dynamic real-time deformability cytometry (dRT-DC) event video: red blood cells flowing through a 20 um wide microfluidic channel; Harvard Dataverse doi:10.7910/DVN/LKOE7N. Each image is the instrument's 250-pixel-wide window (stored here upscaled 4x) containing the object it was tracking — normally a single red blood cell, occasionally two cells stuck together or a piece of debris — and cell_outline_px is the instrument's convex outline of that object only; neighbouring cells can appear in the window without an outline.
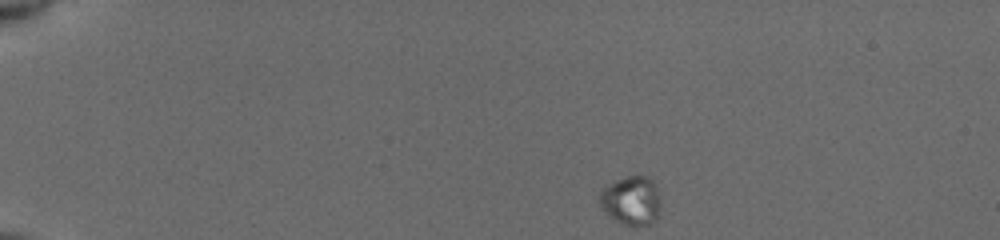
{"species": "common noctule bat (a hibernating species)", "species_latin": "Nyctalus noctula", "temperature_condition": "cold", "stored_images_in_passage": 47, "camera_frame_rate_fps": 3000, "um_per_image_px": 0.085, "animal": {"sex": "female", "body_mass_g": 19.5, "forearm_length_mm": 54.1}, "frame": {"image": 1, "passage_image": 1, "time_ms": 0.0, "image_size_px": [1000, 240], "cell_outline_px": [[660, 216], [648, 224], [624, 224], [608, 216], [600, 208], [596, 200], [600, 192], [608, 184], [628, 176], [648, 176], [652, 180], [660, 196]], "centroid_in_image_um": [53.63, 17.04], "position_along_channel_um": 31.4, "area_um2": 17.51}}
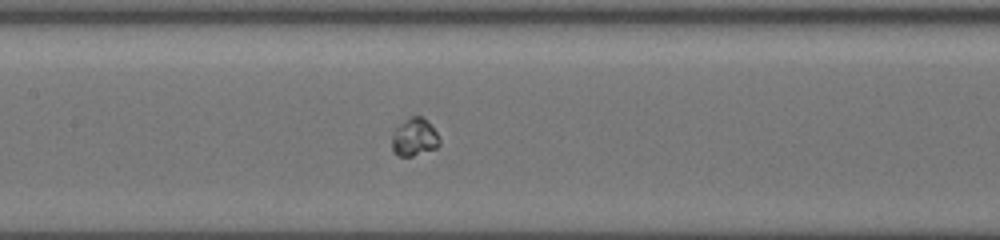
{"frame": {"image": 2, "passage_image": 20, "time_ms": 6.333, "image_size_px": [1000, 240], "cell_outline_px": [[440, 144], [436, 148], [412, 156], [396, 156], [392, 152], [392, 136], [396, 128], [404, 120], [412, 116], [420, 116], [436, 132], [440, 140]], "centroid_in_image_um": [35.19, 11.7], "position_along_channel_um": 172.2, "area_um2": 10.29}}
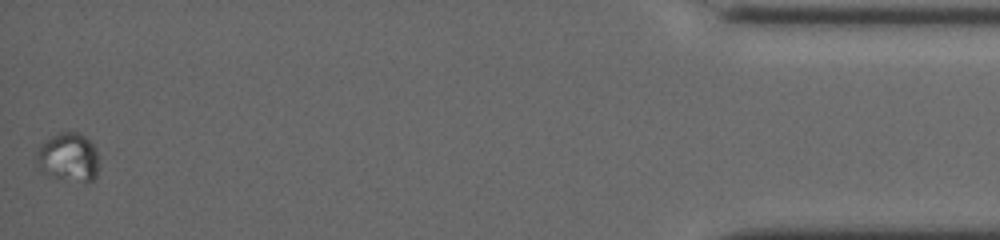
{"frame": {"image": 3, "passage_image": 47, "time_ms": 15.333, "image_size_px": [1000, 240], "cell_outline_px": [[100, 168], [96, 176], [92, 180], [64, 180], [44, 172], [36, 164], [36, 152], [40, 144], [52, 136], [60, 132], [80, 132], [96, 148], [100, 164]], "centroid_in_image_um": [5.83, 13.35], "position_along_channel_um": 429.4, "area_um2": 17.74}}